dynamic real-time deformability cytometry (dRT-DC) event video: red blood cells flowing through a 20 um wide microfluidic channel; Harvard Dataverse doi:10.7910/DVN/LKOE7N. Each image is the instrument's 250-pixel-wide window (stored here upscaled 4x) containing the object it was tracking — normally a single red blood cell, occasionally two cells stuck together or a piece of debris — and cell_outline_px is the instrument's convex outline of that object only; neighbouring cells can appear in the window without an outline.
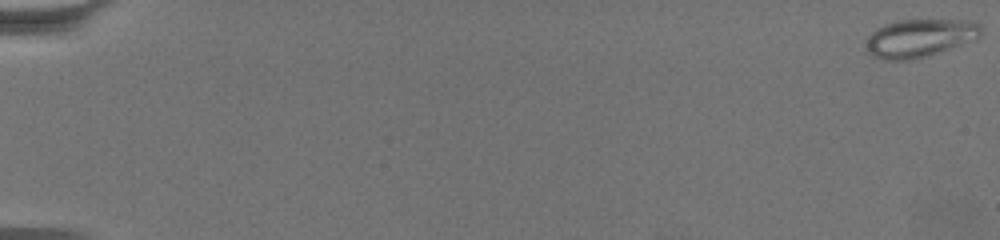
{"species": "common noctule bat (a hibernating species)", "species_latin": "Nyctalus noctula", "temperature_condition": "warm", "stored_images_in_passage": 65, "camera_frame_rate_fps": 3000, "um_per_image_px": 0.085, "animal": {"sex": "female", "body_mass_g": 19.5, "forearm_length_mm": 54.1}, "frame": {"image": 1, "passage_image": 1, "time_ms": 0.0, "image_size_px": [1000, 240], "cell_outline_px": [[980, 36], [976, 40], [924, 56], [908, 60], [884, 60], [872, 56], [864, 52], [868, 36], [876, 28], [896, 20], [972, 20], [980, 24]], "centroid_in_image_um": [78.14, 3.23], "position_along_channel_um": 6.9, "area_um2": 25.55}}
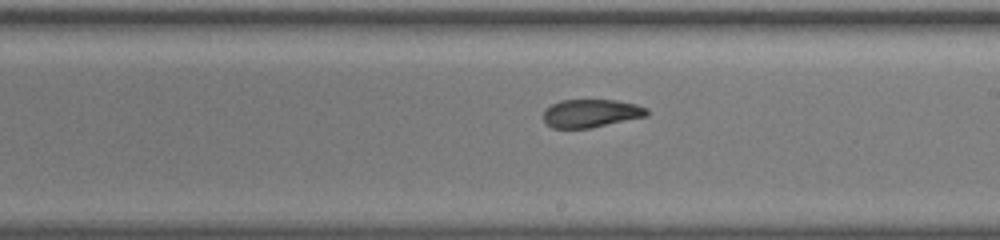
{"frame": {"image": 2, "passage_image": 40, "time_ms": 13.0, "image_size_px": [1000, 240], "cell_outline_px": [[648, 116], [588, 128], [552, 128], [544, 120], [544, 108], [560, 100], [616, 100], [636, 104], [648, 108]], "centroid_in_image_um": [50.24, 9.62], "position_along_channel_um": 238.8, "area_um2": 16.94}}
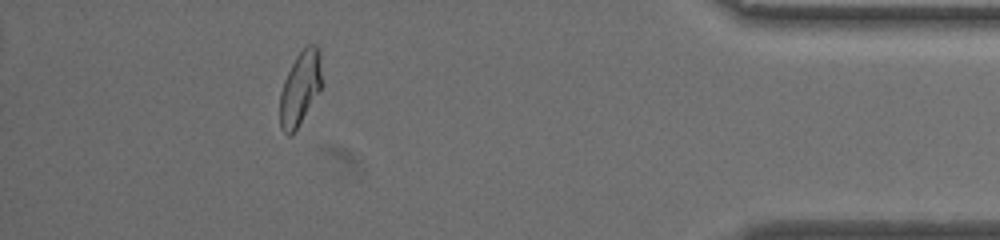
{"frame": {"image": 3, "passage_image": 59, "time_ms": 19.333, "image_size_px": [1000, 240], "cell_outline_px": [[320, 88], [296, 128], [288, 136], [280, 128], [280, 92], [284, 80], [296, 56], [308, 44], [316, 44], [320, 48]], "centroid_in_image_um": [25.48, 7.45], "position_along_channel_um": 409.7, "area_um2": 17.4}, "authors_computed_cell_mechanics": {"area_um2": 18.496, "velocity_mm_per_s": 3.3726, "shape_relaxation_time_tau1_ms": 9.8513, "shape_relaxation_time_tau2_ms": 2.1136, "deformation_change_tau1": 0.2412, "deformation_change_tau2": 0.084}}